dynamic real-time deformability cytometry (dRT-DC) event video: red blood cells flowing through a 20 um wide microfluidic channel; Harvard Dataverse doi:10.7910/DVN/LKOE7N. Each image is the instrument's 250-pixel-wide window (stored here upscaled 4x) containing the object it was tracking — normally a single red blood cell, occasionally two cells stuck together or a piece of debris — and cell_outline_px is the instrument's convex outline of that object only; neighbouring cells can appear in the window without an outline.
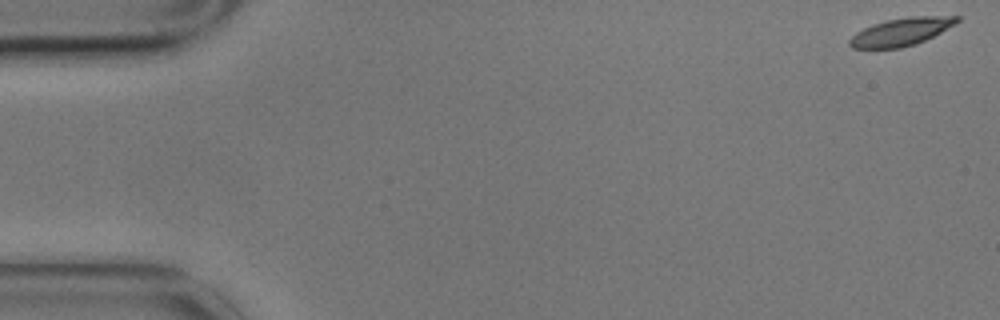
{"species": "common noctule bat (a hibernating species)", "species_latin": "Nyctalus noctula", "temperature_condition": "cold", "stored_images_in_passage": 4, "camera_frame_rate_fps": 3000, "um_per_image_px": 0.085, "animal": {"sex": "male", "body_mass_g": 17.9}, "frame": {"image": 1, "passage_image": 1, "time_ms": 0.0, "image_size_px": [1000, 320], "cell_outline_px": [[960, 20], [956, 24], [916, 44], [900, 48], [852, 48], [848, 44], [848, 40], [856, 32], [872, 24], [888, 20], [908, 16], [960, 16]], "centroid_in_image_um": [76.59, 2.7], "position_along_channel_um": 8.4, "area_um2": 17.28}}